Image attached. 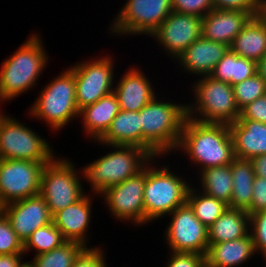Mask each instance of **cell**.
Masks as SVG:
<instances>
[{
  "mask_svg": "<svg viewBox=\"0 0 266 267\" xmlns=\"http://www.w3.org/2000/svg\"><path fill=\"white\" fill-rule=\"evenodd\" d=\"M84 248L80 243L66 241L60 247L36 255L27 261V267H72L76 256Z\"/></svg>",
  "mask_w": 266,
  "mask_h": 267,
  "instance_id": "obj_31",
  "label": "cell"
},
{
  "mask_svg": "<svg viewBox=\"0 0 266 267\" xmlns=\"http://www.w3.org/2000/svg\"><path fill=\"white\" fill-rule=\"evenodd\" d=\"M256 73V61L242 58L229 48L216 64L210 76L233 86L254 76Z\"/></svg>",
  "mask_w": 266,
  "mask_h": 267,
  "instance_id": "obj_29",
  "label": "cell"
},
{
  "mask_svg": "<svg viewBox=\"0 0 266 267\" xmlns=\"http://www.w3.org/2000/svg\"><path fill=\"white\" fill-rule=\"evenodd\" d=\"M107 54L86 58L68 66L75 76L76 102L79 111L113 92L116 60L115 56Z\"/></svg>",
  "mask_w": 266,
  "mask_h": 267,
  "instance_id": "obj_11",
  "label": "cell"
},
{
  "mask_svg": "<svg viewBox=\"0 0 266 267\" xmlns=\"http://www.w3.org/2000/svg\"><path fill=\"white\" fill-rule=\"evenodd\" d=\"M98 246V247H97ZM92 247H84L76 256L72 267H109L106 254L100 244Z\"/></svg>",
  "mask_w": 266,
  "mask_h": 267,
  "instance_id": "obj_36",
  "label": "cell"
},
{
  "mask_svg": "<svg viewBox=\"0 0 266 267\" xmlns=\"http://www.w3.org/2000/svg\"><path fill=\"white\" fill-rule=\"evenodd\" d=\"M162 94L155 96L140 113L142 149L152 157L175 153L184 122L187 118V102L166 100ZM159 96V97H158ZM163 98V99H162ZM165 99V100H164Z\"/></svg>",
  "mask_w": 266,
  "mask_h": 267,
  "instance_id": "obj_3",
  "label": "cell"
},
{
  "mask_svg": "<svg viewBox=\"0 0 266 267\" xmlns=\"http://www.w3.org/2000/svg\"><path fill=\"white\" fill-rule=\"evenodd\" d=\"M262 263H264L263 265H262V267L264 266V267H266V259H264V261L262 260Z\"/></svg>",
  "mask_w": 266,
  "mask_h": 267,
  "instance_id": "obj_48",
  "label": "cell"
},
{
  "mask_svg": "<svg viewBox=\"0 0 266 267\" xmlns=\"http://www.w3.org/2000/svg\"><path fill=\"white\" fill-rule=\"evenodd\" d=\"M255 256L257 254L253 239L249 234L240 239L208 246L205 261L212 267H243L252 262Z\"/></svg>",
  "mask_w": 266,
  "mask_h": 267,
  "instance_id": "obj_23",
  "label": "cell"
},
{
  "mask_svg": "<svg viewBox=\"0 0 266 267\" xmlns=\"http://www.w3.org/2000/svg\"><path fill=\"white\" fill-rule=\"evenodd\" d=\"M92 195V196H91ZM94 197L100 199L99 195L86 193L80 200L68 205L52 216L54 225L61 231L66 241H74L82 244L84 247H92L90 245L89 228L91 227L93 213ZM89 244V245H88Z\"/></svg>",
  "mask_w": 266,
  "mask_h": 267,
  "instance_id": "obj_17",
  "label": "cell"
},
{
  "mask_svg": "<svg viewBox=\"0 0 266 267\" xmlns=\"http://www.w3.org/2000/svg\"><path fill=\"white\" fill-rule=\"evenodd\" d=\"M236 158L247 159L266 154V124L237 119L229 124Z\"/></svg>",
  "mask_w": 266,
  "mask_h": 267,
  "instance_id": "obj_22",
  "label": "cell"
},
{
  "mask_svg": "<svg viewBox=\"0 0 266 267\" xmlns=\"http://www.w3.org/2000/svg\"><path fill=\"white\" fill-rule=\"evenodd\" d=\"M251 17L247 12L213 9L202 17V36L230 47Z\"/></svg>",
  "mask_w": 266,
  "mask_h": 267,
  "instance_id": "obj_20",
  "label": "cell"
},
{
  "mask_svg": "<svg viewBox=\"0 0 266 267\" xmlns=\"http://www.w3.org/2000/svg\"><path fill=\"white\" fill-rule=\"evenodd\" d=\"M232 87L239 110L266 94V82L258 73Z\"/></svg>",
  "mask_w": 266,
  "mask_h": 267,
  "instance_id": "obj_33",
  "label": "cell"
},
{
  "mask_svg": "<svg viewBox=\"0 0 266 267\" xmlns=\"http://www.w3.org/2000/svg\"><path fill=\"white\" fill-rule=\"evenodd\" d=\"M123 3L106 30L114 38L140 35L149 38L173 11L172 0H125Z\"/></svg>",
  "mask_w": 266,
  "mask_h": 267,
  "instance_id": "obj_10",
  "label": "cell"
},
{
  "mask_svg": "<svg viewBox=\"0 0 266 267\" xmlns=\"http://www.w3.org/2000/svg\"><path fill=\"white\" fill-rule=\"evenodd\" d=\"M45 165L43 162L0 159V206L39 195Z\"/></svg>",
  "mask_w": 266,
  "mask_h": 267,
  "instance_id": "obj_14",
  "label": "cell"
},
{
  "mask_svg": "<svg viewBox=\"0 0 266 267\" xmlns=\"http://www.w3.org/2000/svg\"><path fill=\"white\" fill-rule=\"evenodd\" d=\"M201 267H212V266H210L206 261L202 264V266Z\"/></svg>",
  "mask_w": 266,
  "mask_h": 267,
  "instance_id": "obj_47",
  "label": "cell"
},
{
  "mask_svg": "<svg viewBox=\"0 0 266 267\" xmlns=\"http://www.w3.org/2000/svg\"><path fill=\"white\" fill-rule=\"evenodd\" d=\"M213 9L211 0H172V10L178 13L204 17Z\"/></svg>",
  "mask_w": 266,
  "mask_h": 267,
  "instance_id": "obj_37",
  "label": "cell"
},
{
  "mask_svg": "<svg viewBox=\"0 0 266 267\" xmlns=\"http://www.w3.org/2000/svg\"><path fill=\"white\" fill-rule=\"evenodd\" d=\"M250 234V215L245 210L227 208L208 228V244L232 241Z\"/></svg>",
  "mask_w": 266,
  "mask_h": 267,
  "instance_id": "obj_26",
  "label": "cell"
},
{
  "mask_svg": "<svg viewBox=\"0 0 266 267\" xmlns=\"http://www.w3.org/2000/svg\"><path fill=\"white\" fill-rule=\"evenodd\" d=\"M187 117L200 123L231 124L237 121L240 110L233 87L211 76L198 77L191 82Z\"/></svg>",
  "mask_w": 266,
  "mask_h": 267,
  "instance_id": "obj_7",
  "label": "cell"
},
{
  "mask_svg": "<svg viewBox=\"0 0 266 267\" xmlns=\"http://www.w3.org/2000/svg\"><path fill=\"white\" fill-rule=\"evenodd\" d=\"M238 119H249L266 124V94L243 107Z\"/></svg>",
  "mask_w": 266,
  "mask_h": 267,
  "instance_id": "obj_40",
  "label": "cell"
},
{
  "mask_svg": "<svg viewBox=\"0 0 266 267\" xmlns=\"http://www.w3.org/2000/svg\"><path fill=\"white\" fill-rule=\"evenodd\" d=\"M24 253L0 255V267H26Z\"/></svg>",
  "mask_w": 266,
  "mask_h": 267,
  "instance_id": "obj_42",
  "label": "cell"
},
{
  "mask_svg": "<svg viewBox=\"0 0 266 267\" xmlns=\"http://www.w3.org/2000/svg\"><path fill=\"white\" fill-rule=\"evenodd\" d=\"M66 240L53 221L36 229L24 243V255L34 252L33 256L49 252L60 247Z\"/></svg>",
  "mask_w": 266,
  "mask_h": 267,
  "instance_id": "obj_32",
  "label": "cell"
},
{
  "mask_svg": "<svg viewBox=\"0 0 266 267\" xmlns=\"http://www.w3.org/2000/svg\"><path fill=\"white\" fill-rule=\"evenodd\" d=\"M168 252L164 267H201L205 262V255L198 253Z\"/></svg>",
  "mask_w": 266,
  "mask_h": 267,
  "instance_id": "obj_39",
  "label": "cell"
},
{
  "mask_svg": "<svg viewBox=\"0 0 266 267\" xmlns=\"http://www.w3.org/2000/svg\"><path fill=\"white\" fill-rule=\"evenodd\" d=\"M165 218H169V222L165 227L163 241L168 251L206 255L209 246L208 228L197 219L187 202Z\"/></svg>",
  "mask_w": 266,
  "mask_h": 267,
  "instance_id": "obj_13",
  "label": "cell"
},
{
  "mask_svg": "<svg viewBox=\"0 0 266 267\" xmlns=\"http://www.w3.org/2000/svg\"><path fill=\"white\" fill-rule=\"evenodd\" d=\"M258 3L261 10L266 6V0H258Z\"/></svg>",
  "mask_w": 266,
  "mask_h": 267,
  "instance_id": "obj_45",
  "label": "cell"
},
{
  "mask_svg": "<svg viewBox=\"0 0 266 267\" xmlns=\"http://www.w3.org/2000/svg\"><path fill=\"white\" fill-rule=\"evenodd\" d=\"M119 111L120 106L114 92L84 107L79 113L82 135L86 134L85 138L89 142L98 141L106 133Z\"/></svg>",
  "mask_w": 266,
  "mask_h": 267,
  "instance_id": "obj_21",
  "label": "cell"
},
{
  "mask_svg": "<svg viewBox=\"0 0 266 267\" xmlns=\"http://www.w3.org/2000/svg\"><path fill=\"white\" fill-rule=\"evenodd\" d=\"M98 142L105 145L138 146L142 148L139 111L120 110Z\"/></svg>",
  "mask_w": 266,
  "mask_h": 267,
  "instance_id": "obj_24",
  "label": "cell"
},
{
  "mask_svg": "<svg viewBox=\"0 0 266 267\" xmlns=\"http://www.w3.org/2000/svg\"><path fill=\"white\" fill-rule=\"evenodd\" d=\"M250 234L256 254L266 259V210L250 215Z\"/></svg>",
  "mask_w": 266,
  "mask_h": 267,
  "instance_id": "obj_35",
  "label": "cell"
},
{
  "mask_svg": "<svg viewBox=\"0 0 266 267\" xmlns=\"http://www.w3.org/2000/svg\"><path fill=\"white\" fill-rule=\"evenodd\" d=\"M41 87L26 114L29 120L45 122L47 129L57 134L79 118L74 72L69 67L64 68Z\"/></svg>",
  "mask_w": 266,
  "mask_h": 267,
  "instance_id": "obj_5",
  "label": "cell"
},
{
  "mask_svg": "<svg viewBox=\"0 0 266 267\" xmlns=\"http://www.w3.org/2000/svg\"><path fill=\"white\" fill-rule=\"evenodd\" d=\"M60 155L57 154L49 164H46L41 173L39 194L45 199L52 216L80 200L87 193L83 168L80 166L78 168L77 164L67 156Z\"/></svg>",
  "mask_w": 266,
  "mask_h": 267,
  "instance_id": "obj_8",
  "label": "cell"
},
{
  "mask_svg": "<svg viewBox=\"0 0 266 267\" xmlns=\"http://www.w3.org/2000/svg\"><path fill=\"white\" fill-rule=\"evenodd\" d=\"M233 180V191L229 208L247 211L253 195L255 173L252 163L247 159L235 158L230 164Z\"/></svg>",
  "mask_w": 266,
  "mask_h": 267,
  "instance_id": "obj_28",
  "label": "cell"
},
{
  "mask_svg": "<svg viewBox=\"0 0 266 267\" xmlns=\"http://www.w3.org/2000/svg\"><path fill=\"white\" fill-rule=\"evenodd\" d=\"M144 185L145 167L125 181L107 188L99 195L100 200H103L109 211L107 213H110L112 218L123 224L130 223L136 228L145 227Z\"/></svg>",
  "mask_w": 266,
  "mask_h": 267,
  "instance_id": "obj_12",
  "label": "cell"
},
{
  "mask_svg": "<svg viewBox=\"0 0 266 267\" xmlns=\"http://www.w3.org/2000/svg\"><path fill=\"white\" fill-rule=\"evenodd\" d=\"M229 48L242 58L258 62L266 53L265 19L261 15L251 17Z\"/></svg>",
  "mask_w": 266,
  "mask_h": 267,
  "instance_id": "obj_25",
  "label": "cell"
},
{
  "mask_svg": "<svg viewBox=\"0 0 266 267\" xmlns=\"http://www.w3.org/2000/svg\"><path fill=\"white\" fill-rule=\"evenodd\" d=\"M0 107V159H19L49 164L57 155L47 141L29 124L8 115Z\"/></svg>",
  "mask_w": 266,
  "mask_h": 267,
  "instance_id": "obj_9",
  "label": "cell"
},
{
  "mask_svg": "<svg viewBox=\"0 0 266 267\" xmlns=\"http://www.w3.org/2000/svg\"><path fill=\"white\" fill-rule=\"evenodd\" d=\"M197 177L196 183L193 181L194 186L197 189L226 203L228 206L230 205L233 191V180L230 164L208 167L200 171L197 174Z\"/></svg>",
  "mask_w": 266,
  "mask_h": 267,
  "instance_id": "obj_27",
  "label": "cell"
},
{
  "mask_svg": "<svg viewBox=\"0 0 266 267\" xmlns=\"http://www.w3.org/2000/svg\"><path fill=\"white\" fill-rule=\"evenodd\" d=\"M211 2L216 10H237L247 12L252 17L261 13L258 0H211Z\"/></svg>",
  "mask_w": 266,
  "mask_h": 267,
  "instance_id": "obj_38",
  "label": "cell"
},
{
  "mask_svg": "<svg viewBox=\"0 0 266 267\" xmlns=\"http://www.w3.org/2000/svg\"><path fill=\"white\" fill-rule=\"evenodd\" d=\"M138 66H129L125 73L120 74V78L117 75L115 79L113 92L117 96L120 110L140 111L159 93L155 91L152 79L146 77V73Z\"/></svg>",
  "mask_w": 266,
  "mask_h": 267,
  "instance_id": "obj_18",
  "label": "cell"
},
{
  "mask_svg": "<svg viewBox=\"0 0 266 267\" xmlns=\"http://www.w3.org/2000/svg\"><path fill=\"white\" fill-rule=\"evenodd\" d=\"M24 253V244L0 211V255Z\"/></svg>",
  "mask_w": 266,
  "mask_h": 267,
  "instance_id": "obj_34",
  "label": "cell"
},
{
  "mask_svg": "<svg viewBox=\"0 0 266 267\" xmlns=\"http://www.w3.org/2000/svg\"><path fill=\"white\" fill-rule=\"evenodd\" d=\"M260 15L265 19L266 21V6L261 10Z\"/></svg>",
  "mask_w": 266,
  "mask_h": 267,
  "instance_id": "obj_46",
  "label": "cell"
},
{
  "mask_svg": "<svg viewBox=\"0 0 266 267\" xmlns=\"http://www.w3.org/2000/svg\"><path fill=\"white\" fill-rule=\"evenodd\" d=\"M257 73L260 77L266 82V53L264 56L257 62Z\"/></svg>",
  "mask_w": 266,
  "mask_h": 267,
  "instance_id": "obj_44",
  "label": "cell"
},
{
  "mask_svg": "<svg viewBox=\"0 0 266 267\" xmlns=\"http://www.w3.org/2000/svg\"><path fill=\"white\" fill-rule=\"evenodd\" d=\"M201 36L202 17L172 11L149 37L175 62Z\"/></svg>",
  "mask_w": 266,
  "mask_h": 267,
  "instance_id": "obj_15",
  "label": "cell"
},
{
  "mask_svg": "<svg viewBox=\"0 0 266 267\" xmlns=\"http://www.w3.org/2000/svg\"><path fill=\"white\" fill-rule=\"evenodd\" d=\"M93 143L96 146L109 147L106 154L97 156L98 159L82 167L86 184L90 188L89 193L95 195H100L107 188L134 176L153 158L138 146L105 145L98 141Z\"/></svg>",
  "mask_w": 266,
  "mask_h": 267,
  "instance_id": "obj_6",
  "label": "cell"
},
{
  "mask_svg": "<svg viewBox=\"0 0 266 267\" xmlns=\"http://www.w3.org/2000/svg\"><path fill=\"white\" fill-rule=\"evenodd\" d=\"M27 37L1 62L0 107L37 87L40 75L43 76L50 64L51 58L40 33L31 32Z\"/></svg>",
  "mask_w": 266,
  "mask_h": 267,
  "instance_id": "obj_2",
  "label": "cell"
},
{
  "mask_svg": "<svg viewBox=\"0 0 266 267\" xmlns=\"http://www.w3.org/2000/svg\"><path fill=\"white\" fill-rule=\"evenodd\" d=\"M256 177L266 180V154L258 155L250 159Z\"/></svg>",
  "mask_w": 266,
  "mask_h": 267,
  "instance_id": "obj_43",
  "label": "cell"
},
{
  "mask_svg": "<svg viewBox=\"0 0 266 267\" xmlns=\"http://www.w3.org/2000/svg\"><path fill=\"white\" fill-rule=\"evenodd\" d=\"M0 211L23 244L36 229L52 222V215L40 194L6 204Z\"/></svg>",
  "mask_w": 266,
  "mask_h": 267,
  "instance_id": "obj_16",
  "label": "cell"
},
{
  "mask_svg": "<svg viewBox=\"0 0 266 267\" xmlns=\"http://www.w3.org/2000/svg\"><path fill=\"white\" fill-rule=\"evenodd\" d=\"M229 46L223 43L205 39L201 36L193 42L174 62L184 73L196 79V77L210 76L216 64L228 51ZM192 75V76H191ZM195 75V77H194Z\"/></svg>",
  "mask_w": 266,
  "mask_h": 267,
  "instance_id": "obj_19",
  "label": "cell"
},
{
  "mask_svg": "<svg viewBox=\"0 0 266 267\" xmlns=\"http://www.w3.org/2000/svg\"><path fill=\"white\" fill-rule=\"evenodd\" d=\"M178 151L197 168L195 175L208 167L231 164L236 158L229 125L200 123L188 117L174 154Z\"/></svg>",
  "mask_w": 266,
  "mask_h": 267,
  "instance_id": "obj_1",
  "label": "cell"
},
{
  "mask_svg": "<svg viewBox=\"0 0 266 267\" xmlns=\"http://www.w3.org/2000/svg\"><path fill=\"white\" fill-rule=\"evenodd\" d=\"M162 159L164 164L159 160ZM166 156L153 157L145 166V185L143 191L144 223L161 220L183 205L187 200L188 191L193 184L192 177H183L178 171L165 164ZM158 159V160H157ZM161 166H160V165ZM186 178V179H185Z\"/></svg>",
  "mask_w": 266,
  "mask_h": 267,
  "instance_id": "obj_4",
  "label": "cell"
},
{
  "mask_svg": "<svg viewBox=\"0 0 266 267\" xmlns=\"http://www.w3.org/2000/svg\"><path fill=\"white\" fill-rule=\"evenodd\" d=\"M266 210V180L261 177L254 178L253 195L248 214H255Z\"/></svg>",
  "mask_w": 266,
  "mask_h": 267,
  "instance_id": "obj_41",
  "label": "cell"
},
{
  "mask_svg": "<svg viewBox=\"0 0 266 267\" xmlns=\"http://www.w3.org/2000/svg\"><path fill=\"white\" fill-rule=\"evenodd\" d=\"M186 202L197 219L209 228L228 208V205L191 185Z\"/></svg>",
  "mask_w": 266,
  "mask_h": 267,
  "instance_id": "obj_30",
  "label": "cell"
}]
</instances>
